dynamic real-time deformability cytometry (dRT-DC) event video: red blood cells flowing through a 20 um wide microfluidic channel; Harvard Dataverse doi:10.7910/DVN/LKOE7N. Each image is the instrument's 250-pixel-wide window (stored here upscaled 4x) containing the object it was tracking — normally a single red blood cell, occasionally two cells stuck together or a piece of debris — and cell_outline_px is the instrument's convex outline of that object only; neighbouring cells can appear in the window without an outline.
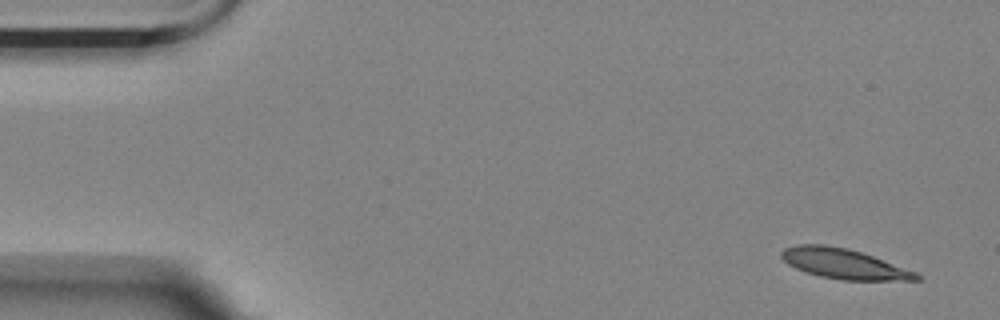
{"species": "Egyptian fruit bat (a non-hibernating species)", "species_latin": "Rousettus aegyptiacus", "temperature_condition": "room temperature", "stored_images_in_passage": 5, "camera_frame_rate_fps": 3000, "um_per_image_px": 0.085, "animal": {"sex": "female"}, "frame": {"image": 1, "passage_image": 1, "time_ms": 0.0, "image_size_px": [1000, 320], "cell_outline_px": [[920, 280], [840, 280], [820, 276], [804, 272], [788, 264], [780, 256], [780, 252], [784, 248], [796, 244], [824, 244], [848, 248], [872, 256], [916, 272], [920, 276]], "centroid_in_image_um": [71.67, 22.41], "position_along_channel_um": 13.3, "area_um2": 23.58}}